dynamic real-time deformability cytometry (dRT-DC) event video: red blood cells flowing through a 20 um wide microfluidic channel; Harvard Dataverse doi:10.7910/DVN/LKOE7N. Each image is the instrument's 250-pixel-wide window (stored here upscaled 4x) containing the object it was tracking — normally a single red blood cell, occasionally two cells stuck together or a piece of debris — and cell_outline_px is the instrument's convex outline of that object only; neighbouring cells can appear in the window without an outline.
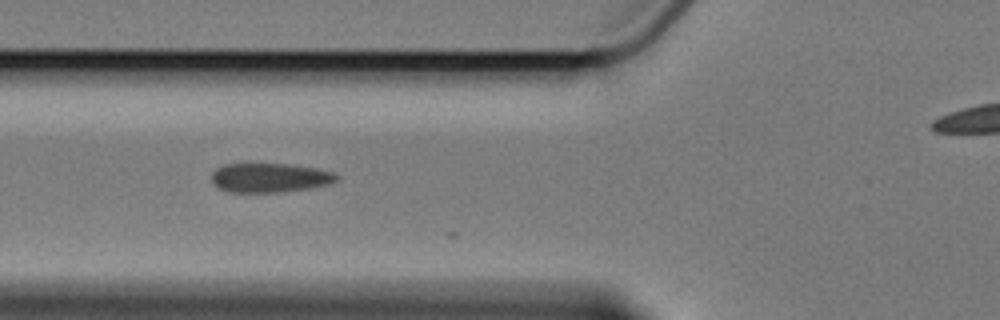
{"species": "Egyptian fruit bat (a non-hibernating species)", "species_latin": "Rousettus aegyptiacus", "temperature_condition": "cold", "stored_images_in_passage": 4, "camera_frame_rate_fps": 3000, "um_per_image_px": 0.085, "animal": {"sex": "female"}, "frame": {"image": 1, "passage_image": 3, "time_ms": 2.333, "image_size_px": [1000, 320], "cell_outline_px": [[336, 180], [328, 184], [308, 188], [276, 192], [228, 192], [220, 188], [212, 180], [212, 172], [216, 168], [224, 164], [252, 160], [292, 164], [320, 168], [336, 172]], "centroid_in_image_um": [22.89, 15.03], "position_along_channel_um": 102.9, "area_um2": 22.2}}
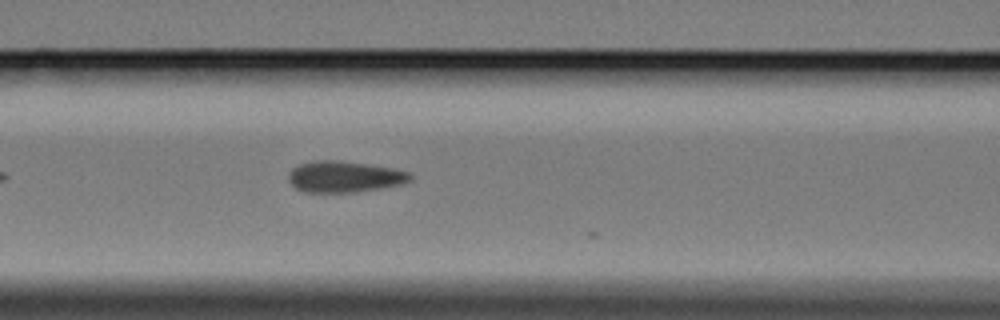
{"frame": {"image": 2, "passage_image": 4, "time_ms": 3.333, "image_size_px": [1000, 320], "cell_outline_px": [[412, 180], [404, 184], [380, 188], [352, 192], [308, 192], [296, 188], [288, 180], [288, 176], [292, 168], [296, 164], [312, 160], [340, 160], [396, 168], [408, 172], [412, 176]], "centroid_in_image_um": [29.28, 15.0], "position_along_channel_um": 137.3, "area_um2": 22.37}}